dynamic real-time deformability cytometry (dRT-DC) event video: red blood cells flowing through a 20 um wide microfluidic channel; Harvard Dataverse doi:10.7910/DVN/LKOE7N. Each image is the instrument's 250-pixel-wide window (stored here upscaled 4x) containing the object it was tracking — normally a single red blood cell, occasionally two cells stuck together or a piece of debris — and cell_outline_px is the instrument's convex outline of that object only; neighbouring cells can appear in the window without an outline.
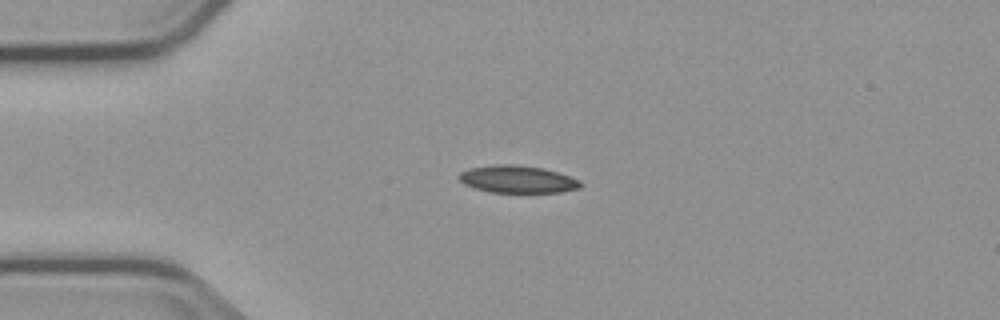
{"species": "common noctule bat (a hibernating species)", "species_latin": "Nyctalus noctula", "temperature_condition": "cold", "stored_images_in_passage": 3, "camera_frame_rate_fps": 3000, "um_per_image_px": 0.085, "animal": {"sex": "male", "body_mass_g": 23.1, "forearm_length_mm": 52.7}, "frame": {"image": 1, "passage_image": 3, "time_ms": 2.333, "image_size_px": [1000, 320], "cell_outline_px": [[584, 184], [580, 188], [560, 192], [492, 192], [476, 188], [464, 184], [456, 176], [460, 172], [468, 168], [496, 164], [512, 164], [544, 168], [580, 180]], "centroid_in_image_um": [43.98, 15.23], "position_along_channel_um": 41.0, "area_um2": 19.36}}